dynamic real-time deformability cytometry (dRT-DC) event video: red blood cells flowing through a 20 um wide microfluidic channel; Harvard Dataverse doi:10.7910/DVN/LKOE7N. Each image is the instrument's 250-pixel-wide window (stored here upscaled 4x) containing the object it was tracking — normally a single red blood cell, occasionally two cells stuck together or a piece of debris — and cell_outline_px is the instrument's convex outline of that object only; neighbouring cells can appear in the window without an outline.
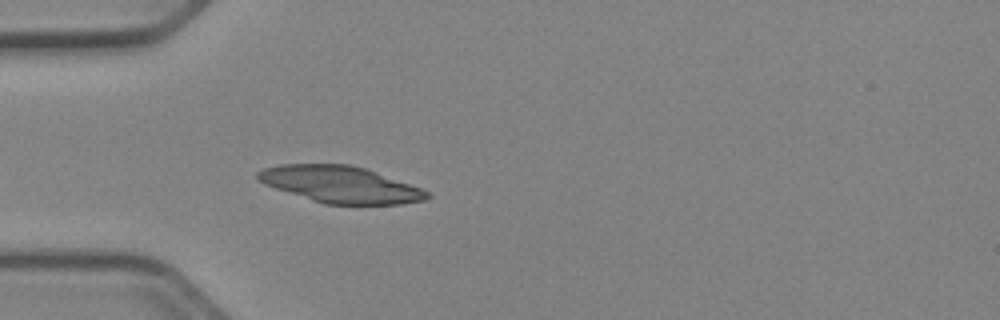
{"species": "Egyptian fruit bat (a non-hibernating species)", "species_latin": "Rousettus aegyptiacus", "temperature_condition": "cold", "stored_images_in_passage": 38, "camera_frame_rate_fps": 3000, "um_per_image_px": 0.085, "animal": {"sex": "female"}, "frame": {"image": 1, "passage_image": 5, "time_ms": 1.333, "image_size_px": [1000, 320], "cell_outline_px": [[432, 196], [424, 200], [400, 204], [324, 204], [264, 184], [256, 180], [256, 172], [264, 168], [280, 164], [352, 164], [364, 168], [420, 188], [428, 192]], "centroid_in_image_um": [28.89, 15.67], "position_along_channel_um": 56.1, "area_um2": 35.78}}
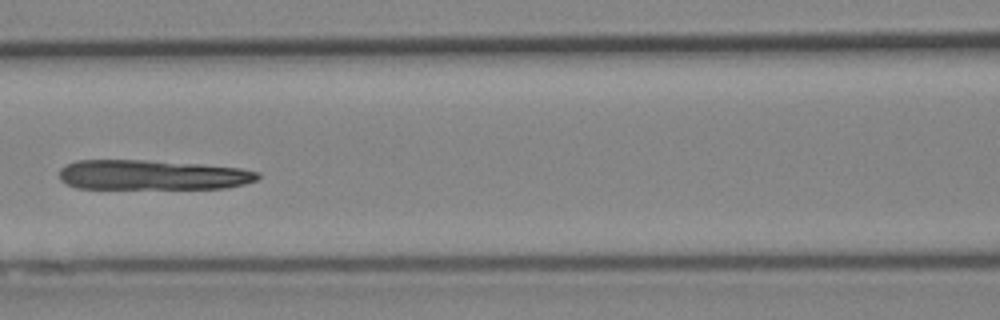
{"frame": {"image": 2, "passage_image": 13, "time_ms": 4.0, "image_size_px": [1000, 320], "cell_outline_px": [[260, 176], [256, 180], [244, 184], [224, 188], [76, 188], [60, 180], [60, 168], [76, 160], [144, 160], [200, 164], [240, 168], [260, 172]], "centroid_in_image_um": [12.94, 14.86], "position_along_channel_um": 153.7, "area_um2": 34.45}}
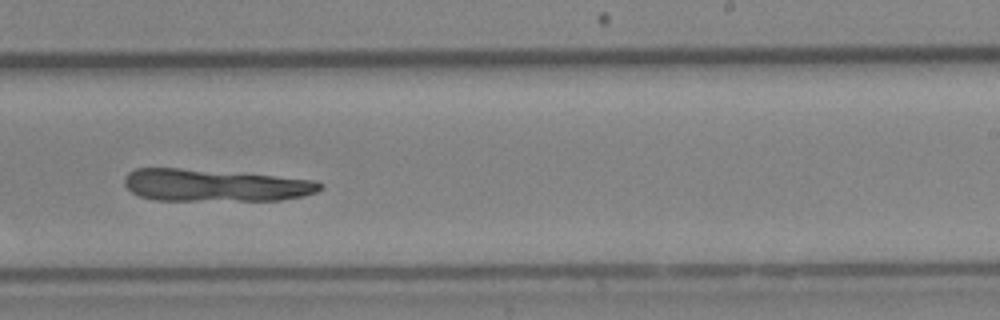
{"frame": {"image": 3, "passage_image": 22, "time_ms": 7.0, "image_size_px": [1000, 320], "cell_outline_px": [[324, 188], [316, 192], [304, 196], [280, 200], [156, 200], [140, 196], [132, 192], [124, 184], [124, 176], [128, 172], [136, 168], [180, 168], [272, 176], [316, 180], [324, 184]], "centroid_in_image_um": [18.27, 15.75], "position_along_channel_um": 270.7, "area_um2": 36.59}}